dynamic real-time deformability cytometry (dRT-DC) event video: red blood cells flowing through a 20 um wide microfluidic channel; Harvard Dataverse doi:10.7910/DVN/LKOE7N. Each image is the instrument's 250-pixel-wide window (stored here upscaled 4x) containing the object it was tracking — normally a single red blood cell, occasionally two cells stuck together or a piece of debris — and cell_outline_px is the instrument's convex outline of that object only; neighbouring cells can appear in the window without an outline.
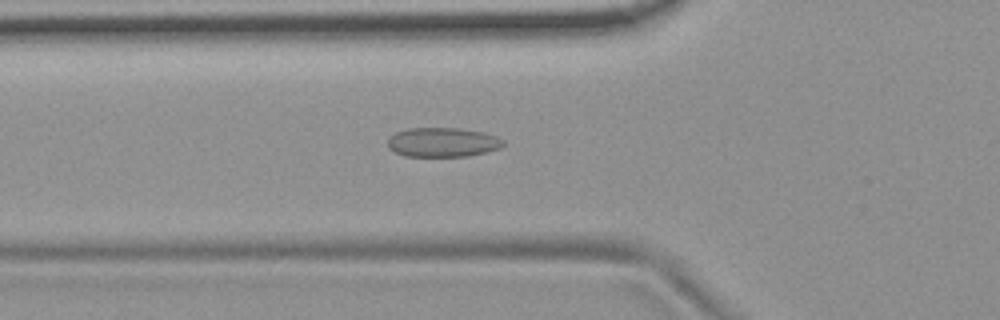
{"species": "common noctule bat (a hibernating species)", "species_latin": "Nyctalus noctula", "temperature_condition": "room temperature", "stored_images_in_passage": 53, "camera_frame_rate_fps": 3000, "um_per_image_px": 0.085, "animal": {"sex": "female", "body_mass_g": 19.9}, "frame": {"image": 1, "passage_image": 18, "time_ms": 5.667, "image_size_px": [1000, 320], "cell_outline_px": [[504, 144], [500, 148], [488, 152], [468, 156], [404, 156], [388, 148], [388, 136], [396, 132], [408, 128], [460, 128], [484, 132], [496, 136], [504, 140]], "centroid_in_image_um": [37.63, 12.09], "position_along_channel_um": 88.2, "area_um2": 19.94}}
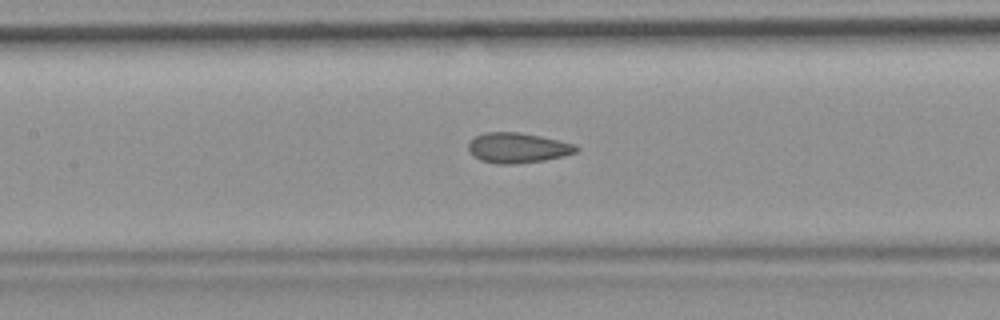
{"frame": {"image": 2, "passage_image": 24, "time_ms": 7.667, "image_size_px": [1000, 320], "cell_outline_px": [[580, 148], [576, 152], [564, 156], [544, 160], [516, 164], [496, 164], [480, 160], [472, 156], [468, 148], [468, 144], [476, 136], [484, 132], [520, 132], [540, 136], [576, 144]], "centroid_in_image_um": [44.0, 12.57], "position_along_channel_um": 163.4, "area_um2": 19.07}}
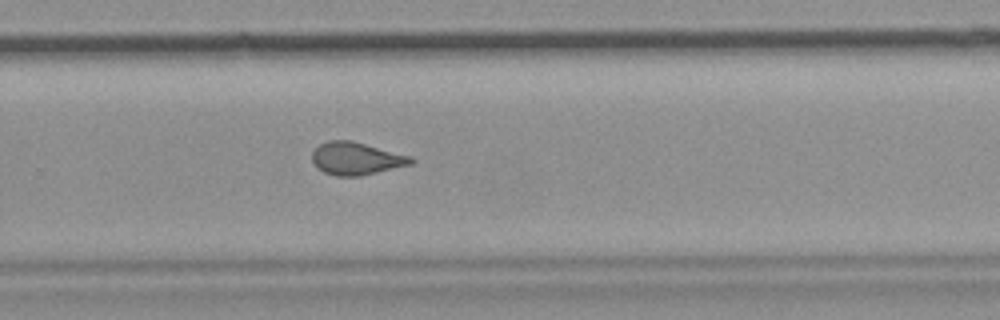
{"frame": {"image": 3, "passage_image": 35, "time_ms": 11.333, "image_size_px": [1000, 320], "cell_outline_px": [[416, 160], [412, 164], [360, 176], [336, 176], [324, 172], [312, 160], [312, 152], [320, 144], [328, 140], [352, 140], [412, 156]], "centroid_in_image_um": [30.32, 13.46], "position_along_channel_um": 299.5, "area_um2": 18.79}, "authors_computed_cell_mechanics": {"area_um2": 19.074, "velocity_mm_per_s": 3.7381, "shape_relaxation_time_tau1_ms": null, "shape_relaxation_time_tau2_ms": 1.4624, "deformation_change_tau1": null, "deformation_change_tau2": 0.0864}}